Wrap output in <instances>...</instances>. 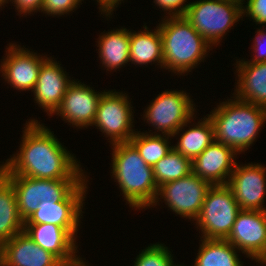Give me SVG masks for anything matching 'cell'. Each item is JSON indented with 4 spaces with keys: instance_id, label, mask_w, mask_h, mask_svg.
Returning <instances> with one entry per match:
<instances>
[{
    "instance_id": "obj_1",
    "label": "cell",
    "mask_w": 266,
    "mask_h": 266,
    "mask_svg": "<svg viewBox=\"0 0 266 266\" xmlns=\"http://www.w3.org/2000/svg\"><path fill=\"white\" fill-rule=\"evenodd\" d=\"M26 124L20 150L0 165L2 175L58 180L86 179L76 157L66 150L50 129L35 119Z\"/></svg>"
},
{
    "instance_id": "obj_2",
    "label": "cell",
    "mask_w": 266,
    "mask_h": 266,
    "mask_svg": "<svg viewBox=\"0 0 266 266\" xmlns=\"http://www.w3.org/2000/svg\"><path fill=\"white\" fill-rule=\"evenodd\" d=\"M217 105L210 115L215 140L244 153L266 122V108L236 97Z\"/></svg>"
},
{
    "instance_id": "obj_3",
    "label": "cell",
    "mask_w": 266,
    "mask_h": 266,
    "mask_svg": "<svg viewBox=\"0 0 266 266\" xmlns=\"http://www.w3.org/2000/svg\"><path fill=\"white\" fill-rule=\"evenodd\" d=\"M111 149L113 160L110 173L126 203L135 209L152 207L158 194L152 167L130 142L113 144Z\"/></svg>"
},
{
    "instance_id": "obj_4",
    "label": "cell",
    "mask_w": 266,
    "mask_h": 266,
    "mask_svg": "<svg viewBox=\"0 0 266 266\" xmlns=\"http://www.w3.org/2000/svg\"><path fill=\"white\" fill-rule=\"evenodd\" d=\"M165 19L158 25L162 39L163 68L178 75L191 72L198 63L204 61L212 46L184 17L165 16Z\"/></svg>"
},
{
    "instance_id": "obj_5",
    "label": "cell",
    "mask_w": 266,
    "mask_h": 266,
    "mask_svg": "<svg viewBox=\"0 0 266 266\" xmlns=\"http://www.w3.org/2000/svg\"><path fill=\"white\" fill-rule=\"evenodd\" d=\"M240 210L227 184L211 185L195 220L201 238L225 240Z\"/></svg>"
},
{
    "instance_id": "obj_6",
    "label": "cell",
    "mask_w": 266,
    "mask_h": 266,
    "mask_svg": "<svg viewBox=\"0 0 266 266\" xmlns=\"http://www.w3.org/2000/svg\"><path fill=\"white\" fill-rule=\"evenodd\" d=\"M242 6L219 0L190 2L183 16L211 45H218L235 23L243 18ZM221 39V40H220Z\"/></svg>"
},
{
    "instance_id": "obj_7",
    "label": "cell",
    "mask_w": 266,
    "mask_h": 266,
    "mask_svg": "<svg viewBox=\"0 0 266 266\" xmlns=\"http://www.w3.org/2000/svg\"><path fill=\"white\" fill-rule=\"evenodd\" d=\"M17 197L19 215L25 221L38 209L41 201H64L84 180L39 179L19 175H3Z\"/></svg>"
},
{
    "instance_id": "obj_8",
    "label": "cell",
    "mask_w": 266,
    "mask_h": 266,
    "mask_svg": "<svg viewBox=\"0 0 266 266\" xmlns=\"http://www.w3.org/2000/svg\"><path fill=\"white\" fill-rule=\"evenodd\" d=\"M187 94L183 90H165L147 106L143 118L156 129L154 134L161 131L175 137L194 120L195 105Z\"/></svg>"
},
{
    "instance_id": "obj_9",
    "label": "cell",
    "mask_w": 266,
    "mask_h": 266,
    "mask_svg": "<svg viewBox=\"0 0 266 266\" xmlns=\"http://www.w3.org/2000/svg\"><path fill=\"white\" fill-rule=\"evenodd\" d=\"M127 93L115 90L105 91L101 95L96 116L92 125L96 126L104 136L109 137L110 144L129 142L137 132L132 124L134 115L131 100Z\"/></svg>"
},
{
    "instance_id": "obj_10",
    "label": "cell",
    "mask_w": 266,
    "mask_h": 266,
    "mask_svg": "<svg viewBox=\"0 0 266 266\" xmlns=\"http://www.w3.org/2000/svg\"><path fill=\"white\" fill-rule=\"evenodd\" d=\"M211 185L192 171L184 178L161 185L152 207L161 197L174 213L195 221Z\"/></svg>"
},
{
    "instance_id": "obj_11",
    "label": "cell",
    "mask_w": 266,
    "mask_h": 266,
    "mask_svg": "<svg viewBox=\"0 0 266 266\" xmlns=\"http://www.w3.org/2000/svg\"><path fill=\"white\" fill-rule=\"evenodd\" d=\"M87 179H85L64 201L45 202L41 201L37 211L31 214L24 224H53L65 228L75 239L78 227L80 226V216L85 194L87 191Z\"/></svg>"
},
{
    "instance_id": "obj_12",
    "label": "cell",
    "mask_w": 266,
    "mask_h": 266,
    "mask_svg": "<svg viewBox=\"0 0 266 266\" xmlns=\"http://www.w3.org/2000/svg\"><path fill=\"white\" fill-rule=\"evenodd\" d=\"M252 260H266V211L241 209L225 239Z\"/></svg>"
},
{
    "instance_id": "obj_13",
    "label": "cell",
    "mask_w": 266,
    "mask_h": 266,
    "mask_svg": "<svg viewBox=\"0 0 266 266\" xmlns=\"http://www.w3.org/2000/svg\"><path fill=\"white\" fill-rule=\"evenodd\" d=\"M227 185L233 192L240 209L266 211V168L261 164L238 165L229 177Z\"/></svg>"
},
{
    "instance_id": "obj_14",
    "label": "cell",
    "mask_w": 266,
    "mask_h": 266,
    "mask_svg": "<svg viewBox=\"0 0 266 266\" xmlns=\"http://www.w3.org/2000/svg\"><path fill=\"white\" fill-rule=\"evenodd\" d=\"M6 50V58L1 61L0 73L3 79L16 90L33 91L37 83L38 73L46 56H38L37 53L21 48L15 44H9Z\"/></svg>"
},
{
    "instance_id": "obj_15",
    "label": "cell",
    "mask_w": 266,
    "mask_h": 266,
    "mask_svg": "<svg viewBox=\"0 0 266 266\" xmlns=\"http://www.w3.org/2000/svg\"><path fill=\"white\" fill-rule=\"evenodd\" d=\"M103 93L96 92L92 87L73 79L54 114L61 116L66 123L76 128L92 126Z\"/></svg>"
},
{
    "instance_id": "obj_16",
    "label": "cell",
    "mask_w": 266,
    "mask_h": 266,
    "mask_svg": "<svg viewBox=\"0 0 266 266\" xmlns=\"http://www.w3.org/2000/svg\"><path fill=\"white\" fill-rule=\"evenodd\" d=\"M24 232L65 266H89L75 254L78 251L76 239L65 228L53 224H24Z\"/></svg>"
},
{
    "instance_id": "obj_17",
    "label": "cell",
    "mask_w": 266,
    "mask_h": 266,
    "mask_svg": "<svg viewBox=\"0 0 266 266\" xmlns=\"http://www.w3.org/2000/svg\"><path fill=\"white\" fill-rule=\"evenodd\" d=\"M60 65L48 57L40 67L37 83L33 89L34 100L47 114L49 113V116L58 109L68 85L73 81L69 80L70 76H67V72Z\"/></svg>"
},
{
    "instance_id": "obj_18",
    "label": "cell",
    "mask_w": 266,
    "mask_h": 266,
    "mask_svg": "<svg viewBox=\"0 0 266 266\" xmlns=\"http://www.w3.org/2000/svg\"><path fill=\"white\" fill-rule=\"evenodd\" d=\"M0 266H65L23 231L0 245Z\"/></svg>"
},
{
    "instance_id": "obj_19",
    "label": "cell",
    "mask_w": 266,
    "mask_h": 266,
    "mask_svg": "<svg viewBox=\"0 0 266 266\" xmlns=\"http://www.w3.org/2000/svg\"><path fill=\"white\" fill-rule=\"evenodd\" d=\"M235 155L233 148L214 140L192 160L193 172L212 185L227 184L236 165Z\"/></svg>"
},
{
    "instance_id": "obj_20",
    "label": "cell",
    "mask_w": 266,
    "mask_h": 266,
    "mask_svg": "<svg viewBox=\"0 0 266 266\" xmlns=\"http://www.w3.org/2000/svg\"><path fill=\"white\" fill-rule=\"evenodd\" d=\"M234 97L266 108V62H236Z\"/></svg>"
},
{
    "instance_id": "obj_21",
    "label": "cell",
    "mask_w": 266,
    "mask_h": 266,
    "mask_svg": "<svg viewBox=\"0 0 266 266\" xmlns=\"http://www.w3.org/2000/svg\"><path fill=\"white\" fill-rule=\"evenodd\" d=\"M117 30L103 32L98 37L97 49L102 66L107 68V71L119 69L125 66L129 60L130 53V31L121 27ZM110 69V70H109Z\"/></svg>"
},
{
    "instance_id": "obj_22",
    "label": "cell",
    "mask_w": 266,
    "mask_h": 266,
    "mask_svg": "<svg viewBox=\"0 0 266 266\" xmlns=\"http://www.w3.org/2000/svg\"><path fill=\"white\" fill-rule=\"evenodd\" d=\"M143 31H130V53L129 60L132 64L160 65L163 68L162 39L158 26L154 30H148L147 25L143 26ZM159 63V64H158Z\"/></svg>"
},
{
    "instance_id": "obj_23",
    "label": "cell",
    "mask_w": 266,
    "mask_h": 266,
    "mask_svg": "<svg viewBox=\"0 0 266 266\" xmlns=\"http://www.w3.org/2000/svg\"><path fill=\"white\" fill-rule=\"evenodd\" d=\"M23 231L13 185L0 173V245Z\"/></svg>"
},
{
    "instance_id": "obj_24",
    "label": "cell",
    "mask_w": 266,
    "mask_h": 266,
    "mask_svg": "<svg viewBox=\"0 0 266 266\" xmlns=\"http://www.w3.org/2000/svg\"><path fill=\"white\" fill-rule=\"evenodd\" d=\"M200 239L194 266H243L237 254L239 250L227 240Z\"/></svg>"
},
{
    "instance_id": "obj_25",
    "label": "cell",
    "mask_w": 266,
    "mask_h": 266,
    "mask_svg": "<svg viewBox=\"0 0 266 266\" xmlns=\"http://www.w3.org/2000/svg\"><path fill=\"white\" fill-rule=\"evenodd\" d=\"M201 121V122H200ZM194 127L180 134V138L173 148L184 157L194 160L199 156L214 140V127L209 116L201 118Z\"/></svg>"
},
{
    "instance_id": "obj_26",
    "label": "cell",
    "mask_w": 266,
    "mask_h": 266,
    "mask_svg": "<svg viewBox=\"0 0 266 266\" xmlns=\"http://www.w3.org/2000/svg\"><path fill=\"white\" fill-rule=\"evenodd\" d=\"M150 133V134H149ZM172 136L137 131L129 142L136 148L142 159L151 167L166 156L173 148L169 146Z\"/></svg>"
},
{
    "instance_id": "obj_27",
    "label": "cell",
    "mask_w": 266,
    "mask_h": 266,
    "mask_svg": "<svg viewBox=\"0 0 266 266\" xmlns=\"http://www.w3.org/2000/svg\"><path fill=\"white\" fill-rule=\"evenodd\" d=\"M158 188L171 181L184 178L192 171V160L184 157L174 148L152 167Z\"/></svg>"
},
{
    "instance_id": "obj_28",
    "label": "cell",
    "mask_w": 266,
    "mask_h": 266,
    "mask_svg": "<svg viewBox=\"0 0 266 266\" xmlns=\"http://www.w3.org/2000/svg\"><path fill=\"white\" fill-rule=\"evenodd\" d=\"M171 254L164 244H151L137 255L133 266H179Z\"/></svg>"
},
{
    "instance_id": "obj_29",
    "label": "cell",
    "mask_w": 266,
    "mask_h": 266,
    "mask_svg": "<svg viewBox=\"0 0 266 266\" xmlns=\"http://www.w3.org/2000/svg\"><path fill=\"white\" fill-rule=\"evenodd\" d=\"M83 0H43L41 12L46 15L62 16L76 9Z\"/></svg>"
},
{
    "instance_id": "obj_30",
    "label": "cell",
    "mask_w": 266,
    "mask_h": 266,
    "mask_svg": "<svg viewBox=\"0 0 266 266\" xmlns=\"http://www.w3.org/2000/svg\"><path fill=\"white\" fill-rule=\"evenodd\" d=\"M245 7H242L243 17H250L256 24L266 21V0H247Z\"/></svg>"
},
{
    "instance_id": "obj_31",
    "label": "cell",
    "mask_w": 266,
    "mask_h": 266,
    "mask_svg": "<svg viewBox=\"0 0 266 266\" xmlns=\"http://www.w3.org/2000/svg\"><path fill=\"white\" fill-rule=\"evenodd\" d=\"M187 0H154L156 6L168 12V17H183L188 9ZM184 4V5H183Z\"/></svg>"
},
{
    "instance_id": "obj_32",
    "label": "cell",
    "mask_w": 266,
    "mask_h": 266,
    "mask_svg": "<svg viewBox=\"0 0 266 266\" xmlns=\"http://www.w3.org/2000/svg\"><path fill=\"white\" fill-rule=\"evenodd\" d=\"M266 30L265 29H259L256 31V37L254 38V45L253 47V52L255 54L252 57V60L250 59L249 61L245 60H239L236 62H250V63H258V62H266ZM265 44V45H264Z\"/></svg>"
},
{
    "instance_id": "obj_33",
    "label": "cell",
    "mask_w": 266,
    "mask_h": 266,
    "mask_svg": "<svg viewBox=\"0 0 266 266\" xmlns=\"http://www.w3.org/2000/svg\"><path fill=\"white\" fill-rule=\"evenodd\" d=\"M11 3L15 4V9L20 13L19 15H27L32 12H37L41 10L43 0H10ZM9 3L7 0L6 4Z\"/></svg>"
},
{
    "instance_id": "obj_34",
    "label": "cell",
    "mask_w": 266,
    "mask_h": 266,
    "mask_svg": "<svg viewBox=\"0 0 266 266\" xmlns=\"http://www.w3.org/2000/svg\"><path fill=\"white\" fill-rule=\"evenodd\" d=\"M120 1L123 0H97L98 5L100 6V12L101 14H104L105 16H108L110 18V15L113 14V10L117 8Z\"/></svg>"
},
{
    "instance_id": "obj_35",
    "label": "cell",
    "mask_w": 266,
    "mask_h": 266,
    "mask_svg": "<svg viewBox=\"0 0 266 266\" xmlns=\"http://www.w3.org/2000/svg\"><path fill=\"white\" fill-rule=\"evenodd\" d=\"M219 1H222V2H229V3H232V4H238L242 7H244L243 4H246L244 3V0H219Z\"/></svg>"
},
{
    "instance_id": "obj_36",
    "label": "cell",
    "mask_w": 266,
    "mask_h": 266,
    "mask_svg": "<svg viewBox=\"0 0 266 266\" xmlns=\"http://www.w3.org/2000/svg\"><path fill=\"white\" fill-rule=\"evenodd\" d=\"M256 262L261 263L262 266H266V260H256ZM265 264V265H263Z\"/></svg>"
},
{
    "instance_id": "obj_37",
    "label": "cell",
    "mask_w": 266,
    "mask_h": 266,
    "mask_svg": "<svg viewBox=\"0 0 266 266\" xmlns=\"http://www.w3.org/2000/svg\"><path fill=\"white\" fill-rule=\"evenodd\" d=\"M6 2L7 0H0V7L3 6Z\"/></svg>"
}]
</instances>
